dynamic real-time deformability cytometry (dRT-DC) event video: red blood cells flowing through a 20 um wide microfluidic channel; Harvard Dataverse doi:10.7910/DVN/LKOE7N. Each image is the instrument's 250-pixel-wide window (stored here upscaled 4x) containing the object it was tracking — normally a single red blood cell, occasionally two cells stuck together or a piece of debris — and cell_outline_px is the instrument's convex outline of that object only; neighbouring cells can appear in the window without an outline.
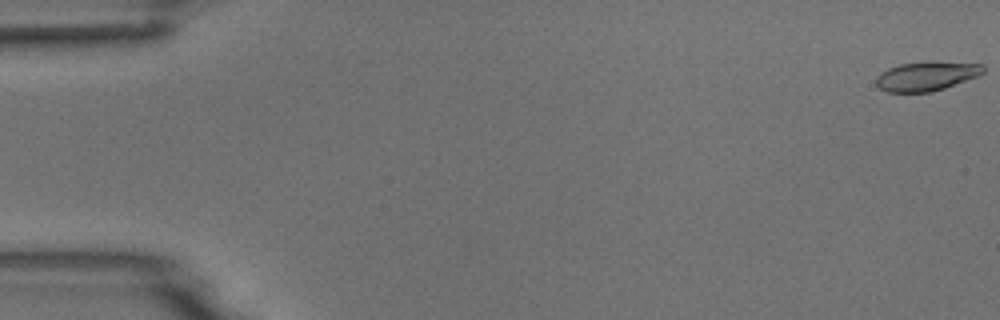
{"species": "common noctule bat (a hibernating species)", "species_latin": "Nyctalus noctula", "temperature_condition": "room temperature", "stored_images_in_passage": 10, "camera_frame_rate_fps": 3000, "um_per_image_px": 0.085, "animal": {"sex": "male", "body_mass_g": 18.8}, "frame": {"image": 1, "passage_image": 1, "time_ms": 0.0, "image_size_px": [1000, 320], "cell_outline_px": [[984, 72], [980, 76], [932, 92], [888, 92], [880, 88], [876, 84], [876, 76], [880, 72], [888, 68], [900, 64], [932, 60], [984, 64]], "centroid_in_image_um": [78.78, 6.45], "position_along_channel_um": 6.2, "area_um2": 18.67}}
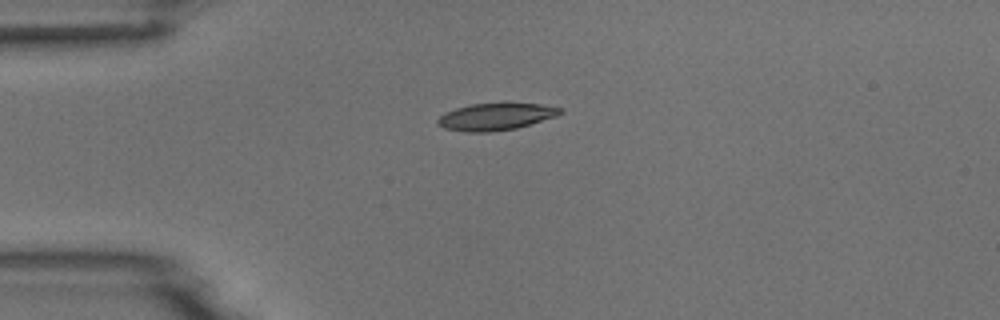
{"frame": {"image": 2, "passage_image": 4, "time_ms": 4.333, "image_size_px": [1000, 320], "cell_outline_px": [[564, 112], [556, 116], [516, 128], [488, 132], [468, 132], [444, 128], [436, 124], [436, 120], [444, 112], [456, 108], [472, 104], [540, 104], [564, 108]], "centroid_in_image_um": [42.12, 9.92], "position_along_channel_um": 42.9, "area_um2": 19.07}}
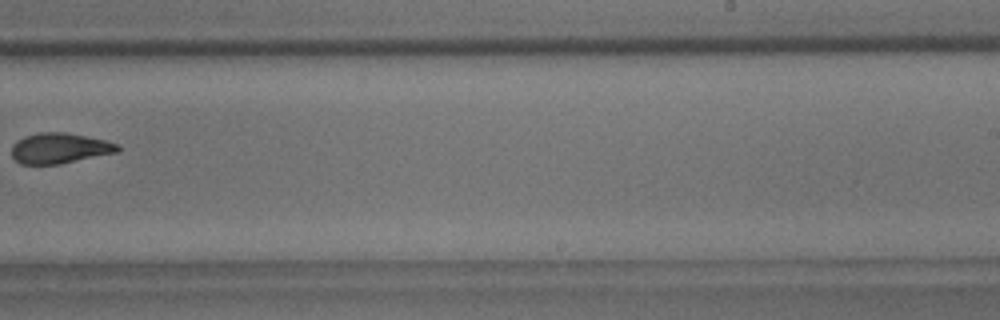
{"frame": {"image": 3, "passage_image": 10, "time_ms": 11.333, "image_size_px": [1000, 320], "cell_outline_px": [[120, 148], [116, 152], [60, 164], [20, 164], [12, 156], [12, 144], [16, 140], [24, 136], [40, 132], [64, 132], [104, 140], [120, 144]], "centroid_in_image_um": [5.03, 12.59], "position_along_channel_um": 284.0, "area_um2": 18.73}}